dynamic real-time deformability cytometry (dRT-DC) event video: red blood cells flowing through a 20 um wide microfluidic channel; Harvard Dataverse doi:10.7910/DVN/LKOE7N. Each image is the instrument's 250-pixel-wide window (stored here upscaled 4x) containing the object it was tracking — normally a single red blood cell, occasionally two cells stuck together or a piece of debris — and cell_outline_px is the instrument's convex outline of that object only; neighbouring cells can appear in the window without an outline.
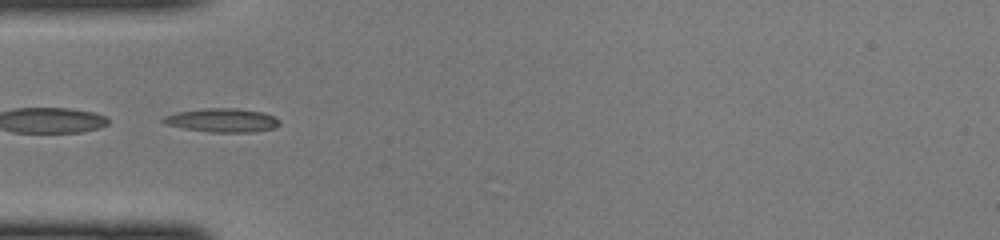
{"species": "common noctule bat (a hibernating species)", "species_latin": "Nyctalus noctula", "temperature_condition": "cold", "stored_images_in_passage": 45, "camera_frame_rate_fps": 3000, "um_per_image_px": 0.085, "animal": {"sex": "female", "body_mass_g": 22.0, "forearm_length_mm": 56.7}, "frame": {"image": 1, "passage_image": 15, "time_ms": 4.667, "image_size_px": [1000, 240], "cell_outline_px": [[280, 124], [272, 128], [252, 132], [208, 132], [184, 128], [164, 124], [160, 120], [164, 116], [176, 112], [204, 108], [236, 108], [264, 112], [280, 120]], "centroid_in_image_um": [18.85, 10.21], "position_along_channel_um": 66.1, "area_um2": 16.13}}
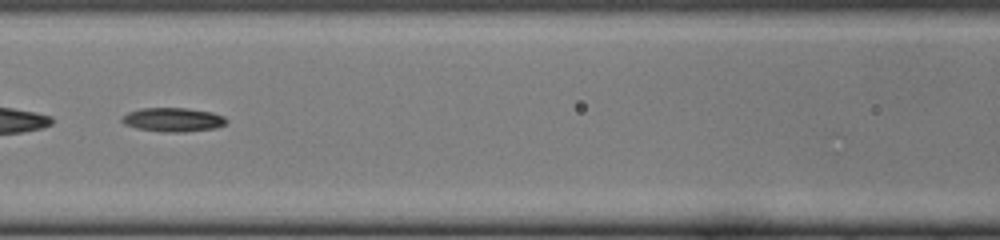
{"frame": {"image": 2, "passage_image": 21, "time_ms": 6.667, "image_size_px": [1000, 240], "cell_outline_px": [[228, 120], [224, 124], [216, 128], [184, 132], [160, 132], [136, 128], [124, 124], [120, 120], [120, 116], [128, 112], [140, 108], [188, 108], [212, 112], [224, 116]], "centroid_in_image_um": [14.67, 10.17], "position_along_channel_um": 151.9, "area_um2": 14.8}}
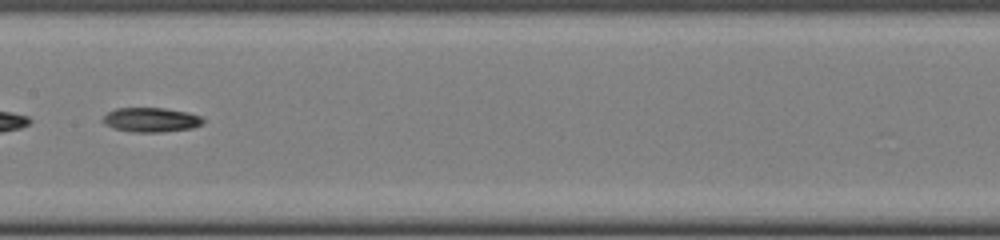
{"frame": {"image": 3, "passage_image": 24, "time_ms": 7.667, "image_size_px": [1000, 240], "cell_outline_px": [[204, 124], [192, 128], [160, 132], [132, 132], [112, 128], [104, 124], [104, 116], [108, 112], [116, 108], [164, 108], [188, 112], [200, 116], [204, 120]], "centroid_in_image_um": [12.85, 10.18], "position_along_channel_um": 194.5, "area_um2": 14.28}}